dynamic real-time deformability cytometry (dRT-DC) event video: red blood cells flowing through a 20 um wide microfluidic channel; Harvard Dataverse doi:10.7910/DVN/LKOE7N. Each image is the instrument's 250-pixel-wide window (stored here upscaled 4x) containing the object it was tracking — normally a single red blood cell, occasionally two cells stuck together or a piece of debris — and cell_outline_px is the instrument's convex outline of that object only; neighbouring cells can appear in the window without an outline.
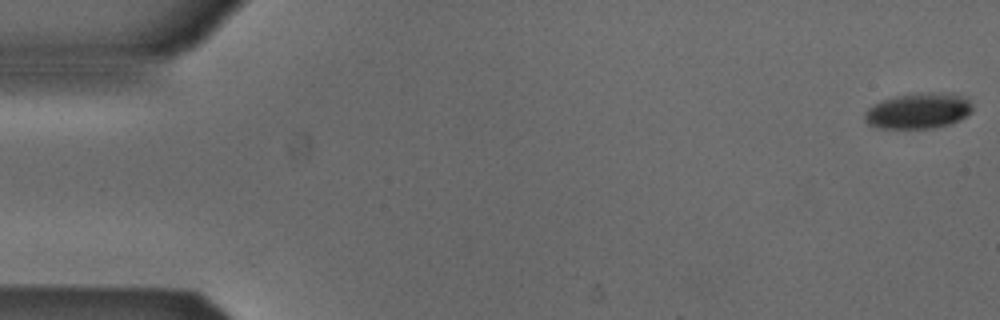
{"species": "Egyptian fruit bat (a non-hibernating species)", "species_latin": "Rousettus aegyptiacus", "temperature_condition": "cold", "stored_images_in_passage": 53, "camera_frame_rate_fps": 3000, "um_per_image_px": 0.085, "animal": {"sex": "male"}, "frame": {"image": 1, "passage_image": 1, "time_ms": 0.0, "image_size_px": [1000, 320], "cell_outline_px": [[972, 112], [960, 120], [952, 124], [932, 128], [880, 128], [868, 124], [864, 120], [864, 112], [868, 108], [884, 100], [896, 96], [924, 92], [952, 92], [964, 96], [972, 104]], "centroid_in_image_um": [78.11, 9.41], "position_along_channel_um": 6.9, "area_um2": 22.6}}
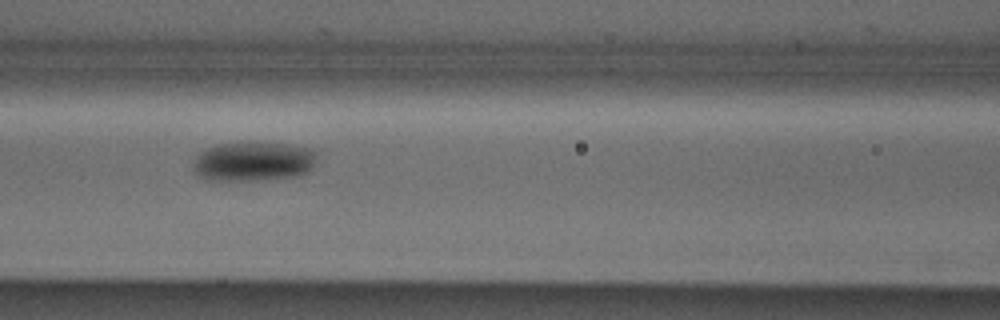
{"frame": {"image": 2, "passage_image": 23, "time_ms": 7.333, "image_size_px": [1000, 320], "cell_outline_px": [[316, 156], [308, 172], [296, 176], [248, 180], [204, 180], [196, 176], [192, 168], [192, 160], [200, 152], [216, 144], [284, 144], [308, 148]], "centroid_in_image_um": [21.41, 13.75], "position_along_channel_um": 145.2, "area_um2": 27.8}}
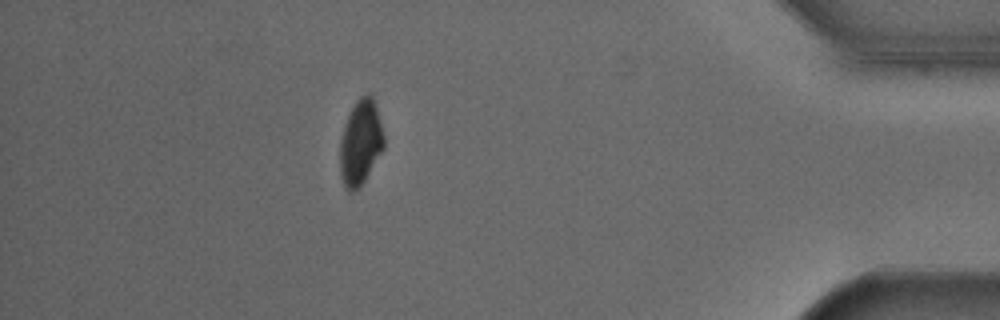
{"frame": {"image": 3, "passage_image": 47, "time_ms": 15.333, "image_size_px": [1000, 320], "cell_outline_px": [[384, 148], [364, 180], [352, 192], [348, 192], [344, 188], [340, 176], [340, 140], [344, 124], [356, 100], [360, 96], [368, 92], [372, 96], [376, 108], [384, 136]], "centroid_in_image_um": [30.62, 12.11], "position_along_channel_um": 404.6, "area_um2": 21.62}, "authors_computed_cell_mechanics": {"area_um2": 24.565, "velocity_mm_per_s": 3.873, "shape_relaxation_time_tau1_ms": 3.2888, "shape_relaxation_time_tau2_ms": null, "deformation_change_tau1": 0.084, "deformation_change_tau2": null}}